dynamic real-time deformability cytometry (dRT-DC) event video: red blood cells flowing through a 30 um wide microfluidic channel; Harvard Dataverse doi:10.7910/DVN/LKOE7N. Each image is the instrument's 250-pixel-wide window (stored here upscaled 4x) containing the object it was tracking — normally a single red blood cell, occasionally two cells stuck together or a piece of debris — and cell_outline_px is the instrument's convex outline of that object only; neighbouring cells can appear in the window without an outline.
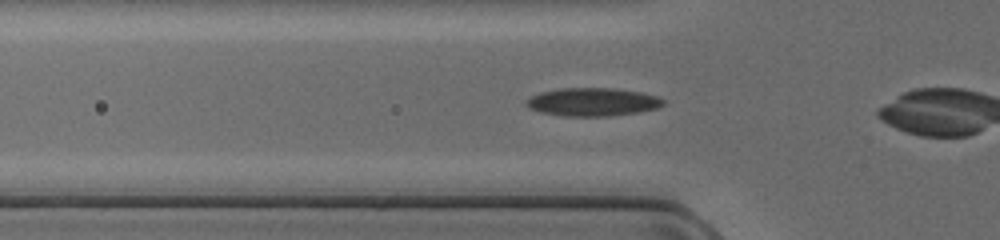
{"species": "common noctule bat (a hibernating species)", "species_latin": "Nyctalus noctula", "temperature_condition": "cold", "stored_images_in_passage": 31, "camera_frame_rate_fps": 3000, "um_per_image_px": 0.085, "animal": {"sex": "female", "body_mass_g": 17.0, "forearm_length_mm": 48.0}, "frame": {"image": 1, "passage_image": 4, "time_ms": 1.0, "image_size_px": [1000, 240], "cell_outline_px": [[664, 104], [660, 108], [640, 112], [612, 116], [560, 116], [540, 112], [528, 108], [524, 104], [524, 100], [540, 92], [560, 88], [612, 88], [640, 92], [656, 96], [664, 100]], "centroid_in_image_um": [50.35, 8.68], "position_along_channel_um": 75.5, "area_um2": 22.77}}
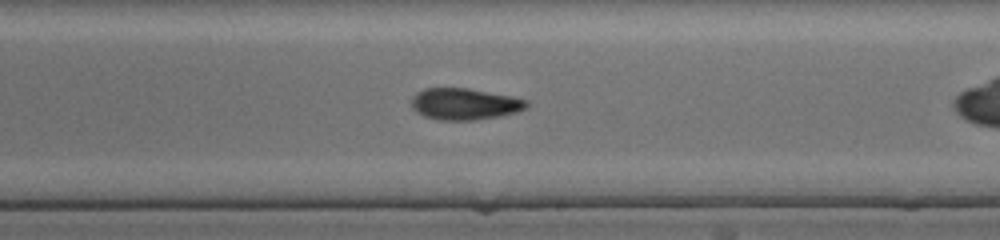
{"frame": {"image": 2, "passage_image": 16, "time_ms": 5.0, "image_size_px": [1000, 240], "cell_outline_px": [[528, 108], [516, 112], [500, 116], [472, 120], [436, 120], [424, 116], [416, 112], [412, 108], [412, 96], [416, 92], [424, 88], [468, 88], [512, 96], [528, 100]], "centroid_in_image_um": [39.48, 8.84], "position_along_channel_um": 249.5, "area_um2": 21.33}}
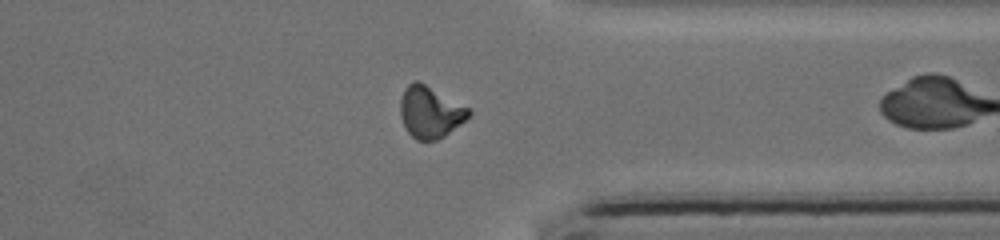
{"frame": {"image": 3, "passage_image": 25, "time_ms": 8.0, "image_size_px": [1000, 240], "cell_outline_px": [[472, 112], [460, 124], [444, 136], [436, 140], [416, 140], [408, 132], [400, 116], [400, 100], [404, 88], [412, 80], [416, 80], [472, 108]], "centroid_in_image_um": [36.56, 9.51], "position_along_channel_um": 374.8, "area_um2": 20.58}}